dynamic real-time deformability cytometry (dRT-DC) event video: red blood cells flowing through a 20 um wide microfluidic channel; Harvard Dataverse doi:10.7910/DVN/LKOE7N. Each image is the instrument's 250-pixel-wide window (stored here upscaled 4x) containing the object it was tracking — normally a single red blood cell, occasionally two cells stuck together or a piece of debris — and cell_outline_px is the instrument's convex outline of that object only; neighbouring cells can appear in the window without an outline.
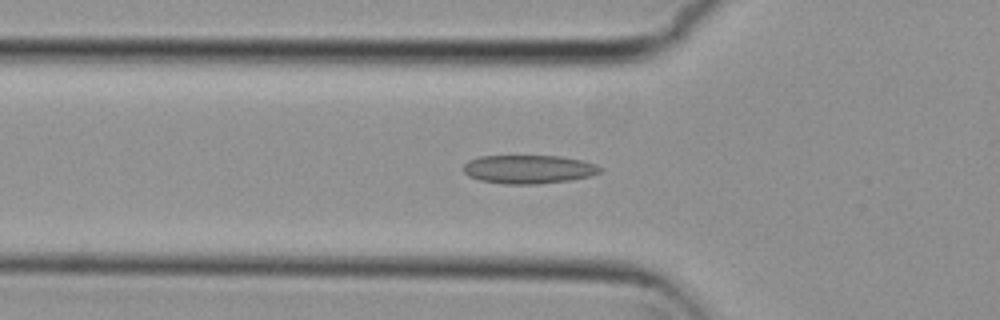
{"species": "common noctule bat (a hibernating species)", "species_latin": "Nyctalus noctula", "temperature_condition": "cold", "stored_images_in_passage": 50, "camera_frame_rate_fps": 3000, "um_per_image_px": 0.085, "animal": {"sex": "female", "body_mass_g": 29.2, "forearm_length_mm": 56.3}, "frame": {"image": 1, "passage_image": 17, "time_ms": 5.333, "image_size_px": [1000, 320], "cell_outline_px": [[604, 168], [600, 172], [592, 176], [568, 180], [536, 184], [504, 184], [480, 180], [468, 176], [464, 172], [464, 164], [468, 160], [480, 156], [560, 156], [580, 160], [596, 164]], "centroid_in_image_um": [44.94, 14.39], "position_along_channel_um": 80.9, "area_um2": 22.77}}
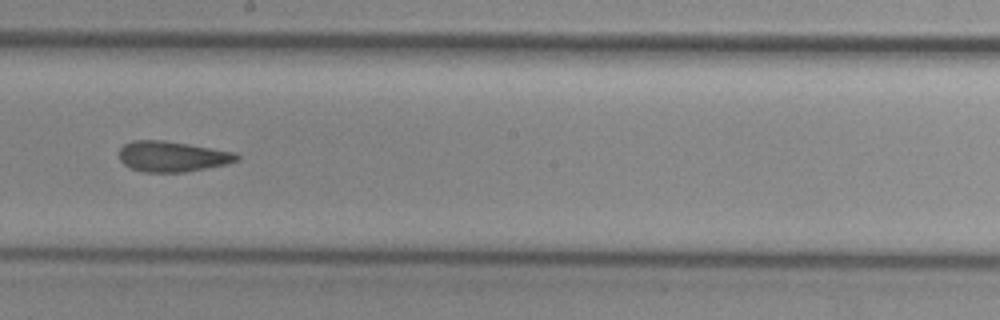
{"frame": {"image": 2, "passage_image": 29, "time_ms": 9.333, "image_size_px": [1000, 320], "cell_outline_px": [[240, 160], [228, 164], [184, 172], [144, 172], [132, 168], [124, 164], [120, 160], [120, 148], [124, 144], [132, 140], [164, 140], [236, 152], [240, 156]], "centroid_in_image_um": [14.68, 13.29], "position_along_channel_um": 233.5, "area_um2": 20.98}}
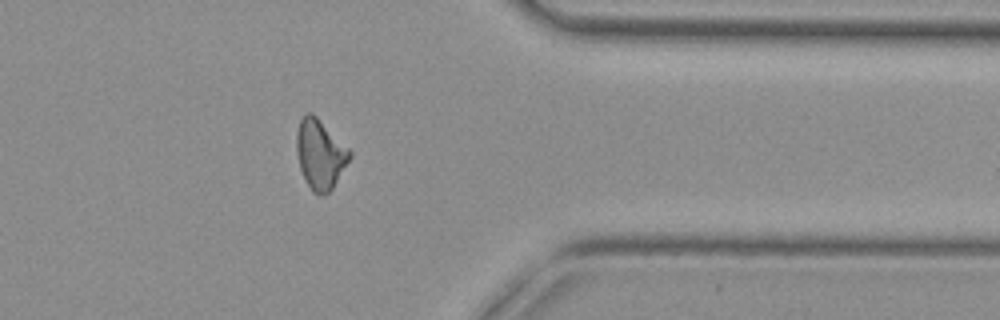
{"frame": {"image": 3, "passage_image": 42, "time_ms": 13.667, "image_size_px": [1000, 320], "cell_outline_px": [[352, 156], [332, 188], [328, 192], [320, 196], [312, 192], [300, 168], [296, 152], [296, 132], [300, 120], [308, 112], [312, 112], [352, 152]], "centroid_in_image_um": [27.2, 13.11], "position_along_channel_um": 384.2, "area_um2": 21.27}}